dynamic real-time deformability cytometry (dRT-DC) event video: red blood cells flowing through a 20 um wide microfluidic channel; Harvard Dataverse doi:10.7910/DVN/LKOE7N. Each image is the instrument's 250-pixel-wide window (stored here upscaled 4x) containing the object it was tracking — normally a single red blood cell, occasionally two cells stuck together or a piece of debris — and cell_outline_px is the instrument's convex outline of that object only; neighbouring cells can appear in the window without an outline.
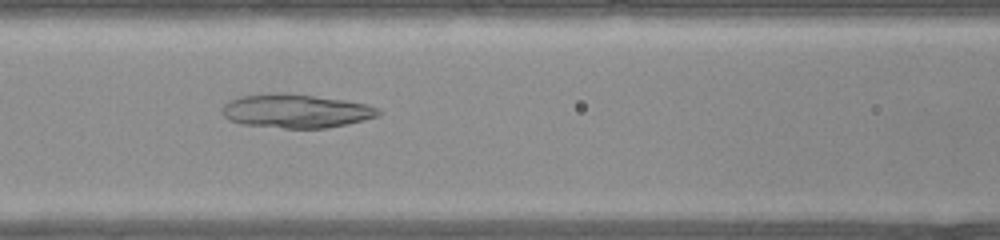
{"species": "common noctule bat (a hibernating species)", "species_latin": "Nyctalus noctula", "temperature_condition": "warm", "stored_images_in_passage": 41, "camera_frame_rate_fps": 3000, "um_per_image_px": 0.085, "animal": {"sex": "female", "body_mass_g": 22.0, "forearm_length_mm": 56.7}, "frame": {"image": 1, "passage_image": 18, "time_ms": 5.667, "image_size_px": [1000, 240], "cell_outline_px": [[384, 112], [376, 116], [364, 120], [348, 124], [328, 128], [284, 128], [240, 124], [228, 120], [220, 112], [224, 104], [240, 96], [280, 92], [344, 100], [368, 104], [380, 108]], "centroid_in_image_um": [25.17, 9.44], "position_along_channel_um": 141.4, "area_um2": 30.87}}
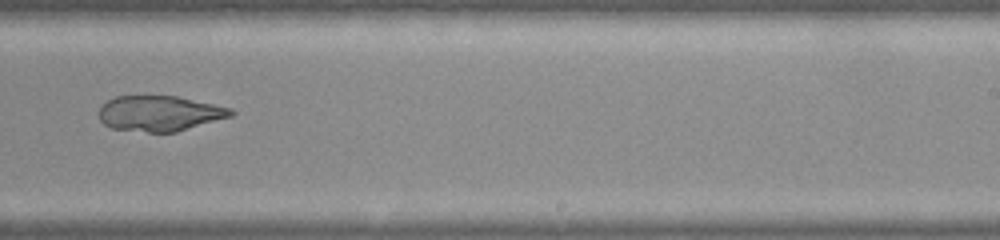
{"frame": {"image": 2, "passage_image": 26, "time_ms": 8.333, "image_size_px": [1000, 240], "cell_outline_px": [[236, 112], [232, 116], [176, 132], [148, 132], [112, 128], [104, 124], [100, 120], [100, 108], [108, 100], [116, 96], [176, 96], [232, 108]], "centroid_in_image_um": [13.59, 9.64], "position_along_channel_um": 275.4, "area_um2": 27.05}}
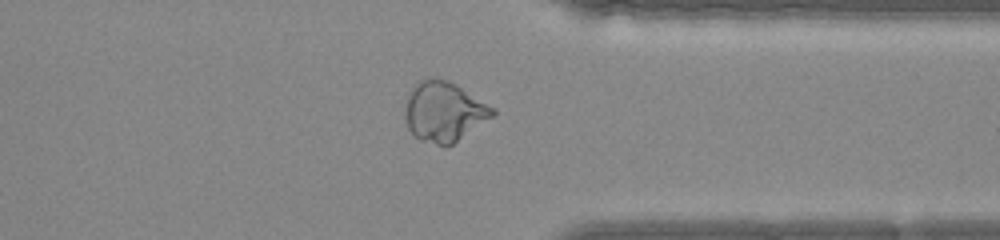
{"frame": {"image": 3, "passage_image": 32, "time_ms": 10.333, "image_size_px": [1000, 240], "cell_outline_px": [[496, 112], [492, 116], [452, 144], [444, 148], [420, 140], [412, 136], [408, 128], [408, 96], [412, 88], [420, 80], [444, 80], [456, 84], [496, 108]], "centroid_in_image_um": [37.78, 9.53], "position_along_channel_um": 373.6, "area_um2": 29.82}}